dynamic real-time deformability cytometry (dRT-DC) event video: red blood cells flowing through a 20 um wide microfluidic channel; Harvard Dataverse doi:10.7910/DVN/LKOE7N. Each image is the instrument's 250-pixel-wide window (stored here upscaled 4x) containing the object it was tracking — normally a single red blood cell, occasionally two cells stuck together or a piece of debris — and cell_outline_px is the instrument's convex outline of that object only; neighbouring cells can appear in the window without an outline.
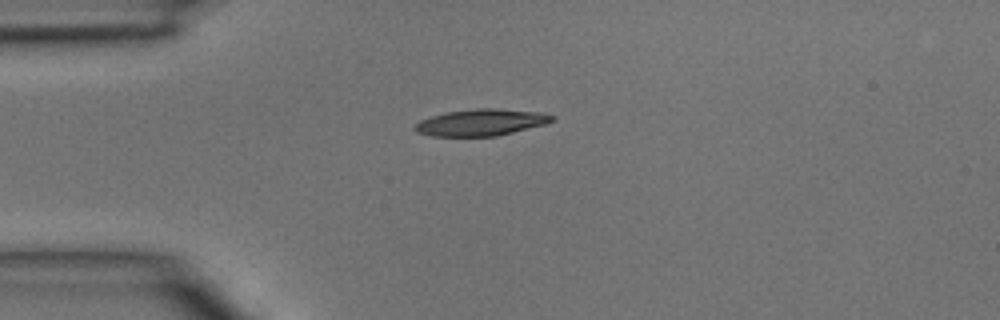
{"species": "common noctule bat (a hibernating species)", "species_latin": "Nyctalus noctula", "temperature_condition": "room temperature", "stored_images_in_passage": 3, "camera_frame_rate_fps": 3000, "um_per_image_px": 0.085, "animal": {"sex": "male", "body_mass_g": 15.6}, "frame": {"image": 1, "passage_image": 2, "time_ms": 0.333, "image_size_px": [1000, 320], "cell_outline_px": [[556, 120], [544, 124], [496, 136], [432, 136], [416, 132], [412, 128], [420, 120], [444, 112], [476, 108], [492, 108], [540, 112], [556, 116]], "centroid_in_image_um": [40.87, 10.4], "position_along_channel_um": 44.1, "area_um2": 21.27}}